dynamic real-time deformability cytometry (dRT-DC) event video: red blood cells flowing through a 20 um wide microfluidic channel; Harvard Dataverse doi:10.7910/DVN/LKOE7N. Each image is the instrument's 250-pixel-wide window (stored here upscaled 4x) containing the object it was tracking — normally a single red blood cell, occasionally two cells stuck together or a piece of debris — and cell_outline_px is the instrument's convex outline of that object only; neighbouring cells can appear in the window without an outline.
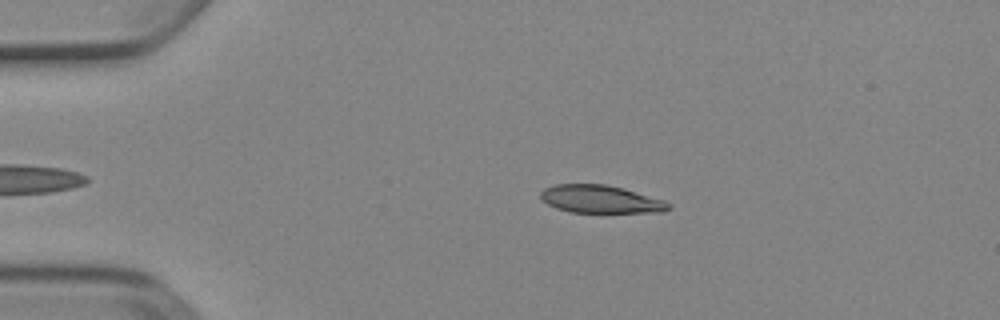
{"species": "Egyptian fruit bat (a non-hibernating species)", "species_latin": "Rousettus aegyptiacus", "temperature_condition": "cold", "stored_images_in_passage": 2, "camera_frame_rate_fps": 3000, "um_per_image_px": 0.085, "animal": {"sex": "female"}, "frame": {"image": 1, "passage_image": 1, "time_ms": 0.0, "image_size_px": [1000, 320], "cell_outline_px": [[672, 208], [664, 212], [568, 212], [556, 208], [540, 200], [540, 192], [544, 188], [556, 184], [604, 184], [624, 188], [664, 200], [672, 204]], "centroid_in_image_um": [51.05, 16.93], "position_along_channel_um": 33.9, "area_um2": 20.92}}